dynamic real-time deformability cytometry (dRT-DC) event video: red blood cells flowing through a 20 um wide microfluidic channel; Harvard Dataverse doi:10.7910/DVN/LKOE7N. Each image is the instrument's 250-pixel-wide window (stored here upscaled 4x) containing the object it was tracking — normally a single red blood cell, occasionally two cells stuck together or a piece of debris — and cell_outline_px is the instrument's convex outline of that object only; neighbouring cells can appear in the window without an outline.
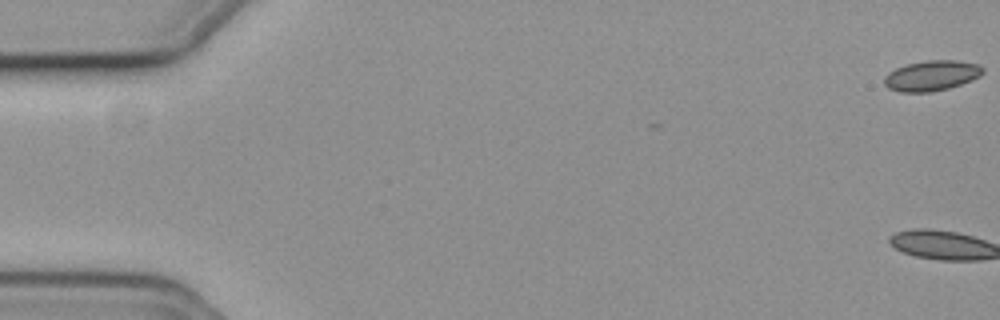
{"species": "common noctule bat (a hibernating species)", "species_latin": "Nyctalus noctula", "temperature_condition": "cold", "stored_images_in_passage": 39, "camera_frame_rate_fps": 3000, "um_per_image_px": 0.085, "animal": {"sex": "female", "body_mass_g": 19.3, "forearm_length_mm": 54.1}, "frame": {"image": 1, "passage_image": 1, "time_ms": 0.0, "image_size_px": [1000, 320], "cell_outline_px": [[984, 72], [980, 76], [972, 80], [948, 88], [932, 92], [900, 92], [888, 88], [884, 84], [884, 76], [888, 72], [904, 64], [928, 60], [956, 60], [980, 64], [984, 68]], "centroid_in_image_um": [79.19, 6.42], "position_along_channel_um": 5.8, "area_um2": 17.63}}